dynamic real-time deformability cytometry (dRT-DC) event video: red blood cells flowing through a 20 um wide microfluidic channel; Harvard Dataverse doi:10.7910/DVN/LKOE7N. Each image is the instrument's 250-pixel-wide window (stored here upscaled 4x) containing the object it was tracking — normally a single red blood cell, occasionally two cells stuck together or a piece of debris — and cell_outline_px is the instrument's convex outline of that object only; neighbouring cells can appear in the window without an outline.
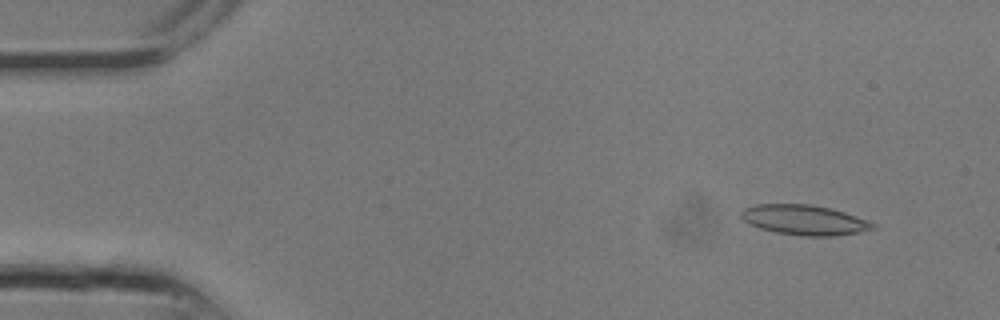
{"species": "common noctule bat (a hibernating species)", "species_latin": "Nyctalus noctula", "temperature_condition": "room temperature", "stored_images_in_passage": 7, "camera_frame_rate_fps": 3000, "um_per_image_px": 0.085, "animal": {"sex": "male", "body_mass_g": 13.3}, "frame": {"image": 1, "passage_image": 2, "time_ms": 0.333, "image_size_px": [1000, 320], "cell_outline_px": [[876, 228], [860, 232], [836, 236], [800, 236], [776, 232], [760, 228], [744, 220], [740, 216], [740, 212], [744, 208], [756, 204], [808, 204], [828, 208], [844, 212], [876, 224]], "centroid_in_image_um": [68.36, 18.7], "position_along_channel_um": 16.6, "area_um2": 22.89}}
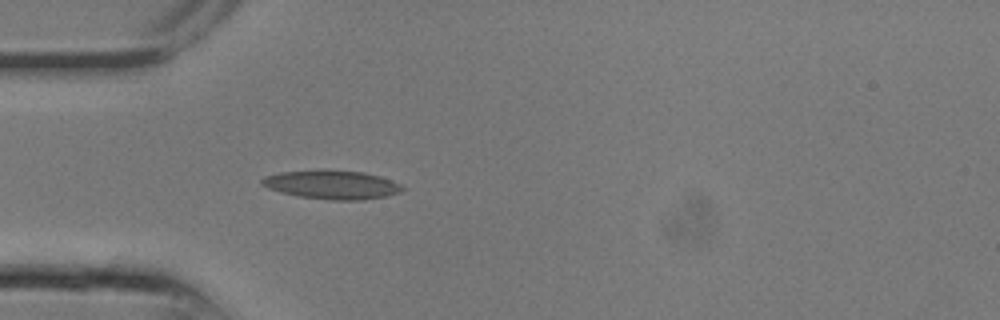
{"frame": {"image": 2, "passage_image": 7, "time_ms": 2.0, "image_size_px": [1000, 320], "cell_outline_px": [[404, 188], [400, 192], [388, 196], [364, 200], [332, 200], [300, 196], [280, 192], [268, 188], [260, 184], [260, 180], [264, 176], [280, 172], [364, 172], [380, 176], [392, 180], [400, 184]], "centroid_in_image_um": [28.24, 15.74], "position_along_channel_um": 56.8, "area_um2": 22.83}}